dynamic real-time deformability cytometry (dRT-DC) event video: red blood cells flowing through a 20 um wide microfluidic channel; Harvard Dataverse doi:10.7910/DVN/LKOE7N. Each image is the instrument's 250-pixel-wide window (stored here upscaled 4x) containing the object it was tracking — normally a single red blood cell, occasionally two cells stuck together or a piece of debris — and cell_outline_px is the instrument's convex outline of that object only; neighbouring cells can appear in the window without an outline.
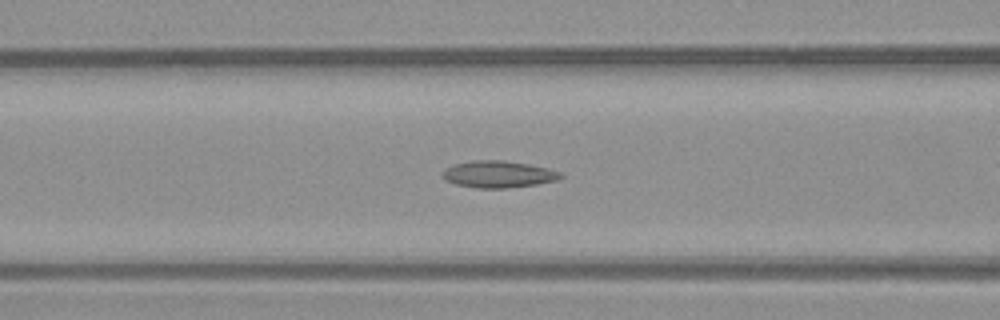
{"species": "common noctule bat (a hibernating species)", "species_latin": "Nyctalus noctula", "temperature_condition": "warm", "stored_images_in_passage": 52, "camera_frame_rate_fps": 3000, "um_per_image_px": 0.085, "animal": {"sex": "male", "body_mass_g": 23.1, "forearm_length_mm": 52.7}, "frame": {"image": 1, "passage_image": 20, "time_ms": 6.333, "image_size_px": [1000, 320], "cell_outline_px": [[564, 176], [556, 180], [536, 184], [508, 188], [476, 188], [456, 184], [444, 180], [440, 176], [440, 172], [456, 164], [472, 160], [504, 160], [528, 164], [548, 168], [560, 172]], "centroid_in_image_um": [42.33, 14.81], "position_along_channel_um": 124.3, "area_um2": 18.5}}
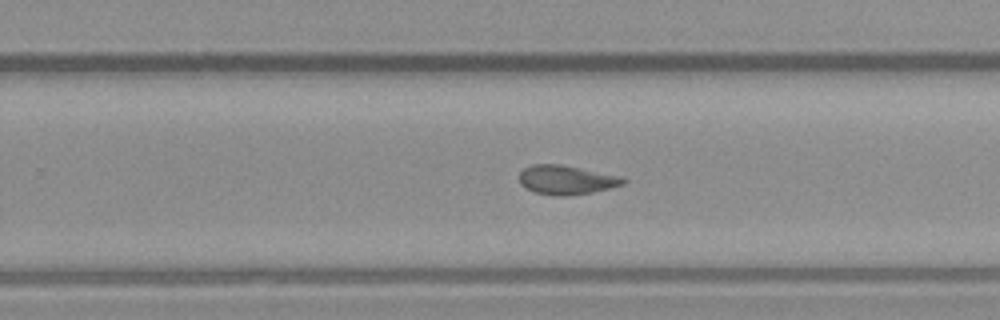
{"frame": {"image": 2, "passage_image": 32, "time_ms": 10.333, "image_size_px": [1000, 320], "cell_outline_px": [[628, 180], [624, 184], [612, 188], [592, 192], [568, 196], [552, 196], [536, 192], [520, 184], [520, 172], [524, 168], [532, 164], [560, 164], [624, 176]], "centroid_in_image_um": [48.2, 15.29], "position_along_channel_um": 281.6, "area_um2": 17.86}}
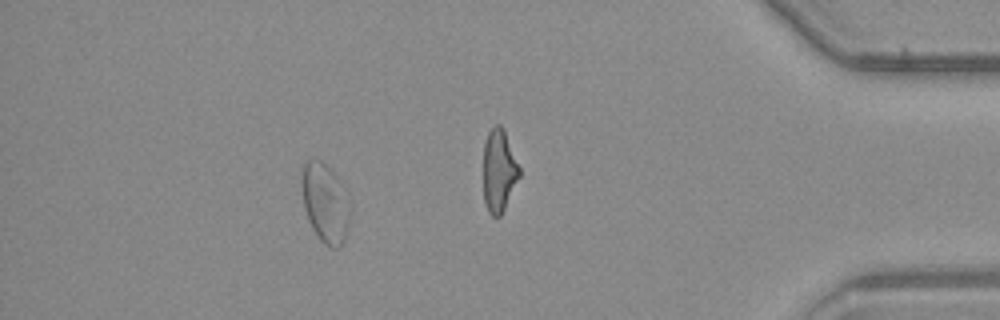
{"frame": {"image": 3, "passage_image": 46, "time_ms": 15.0, "image_size_px": [1000, 320], "cell_outline_px": [[352, 212], [344, 240], [340, 248], [332, 248], [324, 244], [316, 236], [308, 220], [304, 208], [300, 180], [300, 168], [308, 160], [320, 160], [340, 180], [352, 204]], "centroid_in_image_um": [27.65, 17.27], "position_along_channel_um": 407.6, "area_um2": 22.95}, "authors_computed_cell_mechanics": {"area_um2": 18.8428, "velocity_mm_per_s": 3.949, "shape_relaxation_time_tau1_ms": null, "shape_relaxation_time_tau2_ms": 3.6467, "deformation_change_tau1": null, "deformation_change_tau2": 0.1117}}